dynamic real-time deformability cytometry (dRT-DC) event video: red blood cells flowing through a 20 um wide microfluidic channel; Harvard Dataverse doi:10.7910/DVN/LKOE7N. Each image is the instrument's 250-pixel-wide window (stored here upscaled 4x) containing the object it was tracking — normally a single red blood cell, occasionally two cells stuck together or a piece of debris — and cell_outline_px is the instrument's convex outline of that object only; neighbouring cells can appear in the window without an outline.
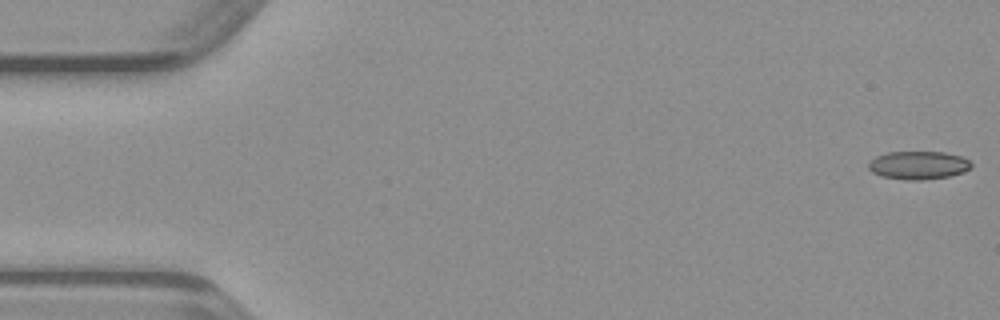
{"species": "common noctule bat (a hibernating species)", "species_latin": "Nyctalus noctula", "temperature_condition": "warm", "stored_images_in_passage": 48, "camera_frame_rate_fps": 3000, "um_per_image_px": 0.085, "animal": {"sex": "male", "body_mass_g": 23.1, "forearm_length_mm": 52.7}, "frame": {"image": 1, "passage_image": 1, "time_ms": 0.0, "image_size_px": [1000, 320], "cell_outline_px": [[972, 168], [964, 172], [948, 176], [920, 180], [904, 180], [880, 176], [872, 172], [868, 168], [868, 164], [876, 156], [888, 152], [944, 152], [960, 156], [968, 160], [972, 164]], "centroid_in_image_um": [78.06, 14.05], "position_along_channel_um": 6.9, "area_um2": 16.88}}
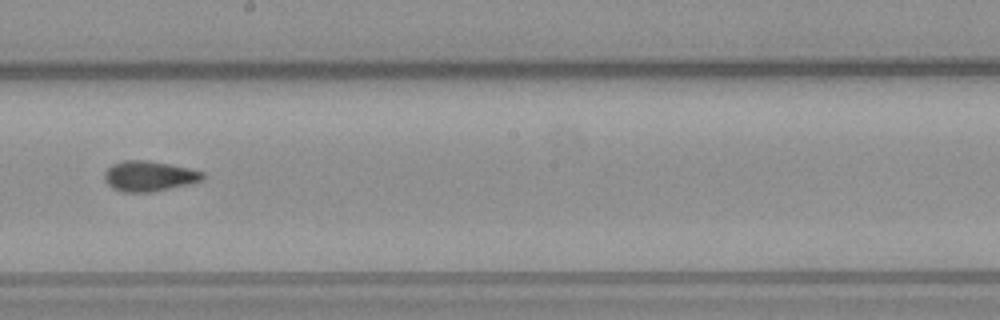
{"frame": {"image": 2, "passage_image": 27, "time_ms": 8.667, "image_size_px": [1000, 320], "cell_outline_px": [[204, 180], [192, 184], [152, 192], [120, 192], [112, 188], [104, 180], [104, 172], [112, 164], [124, 160], [148, 160], [188, 168], [204, 172]], "centroid_in_image_um": [12.68, 14.98], "position_along_channel_um": 235.5, "area_um2": 17.57}}
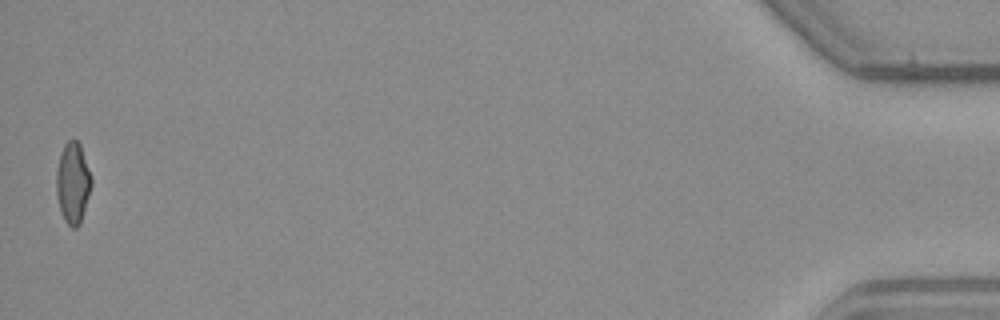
{"frame": {"image": 3, "passage_image": 48, "time_ms": 15.667, "image_size_px": [1000, 320], "cell_outline_px": [[92, 184], [80, 224], [76, 228], [72, 228], [64, 220], [60, 212], [56, 192], [56, 168], [60, 152], [64, 144], [68, 140], [76, 140], [80, 144], [92, 176]], "centroid_in_image_um": [6.18, 15.54], "position_along_channel_um": 429.0, "area_um2": 16.76}}